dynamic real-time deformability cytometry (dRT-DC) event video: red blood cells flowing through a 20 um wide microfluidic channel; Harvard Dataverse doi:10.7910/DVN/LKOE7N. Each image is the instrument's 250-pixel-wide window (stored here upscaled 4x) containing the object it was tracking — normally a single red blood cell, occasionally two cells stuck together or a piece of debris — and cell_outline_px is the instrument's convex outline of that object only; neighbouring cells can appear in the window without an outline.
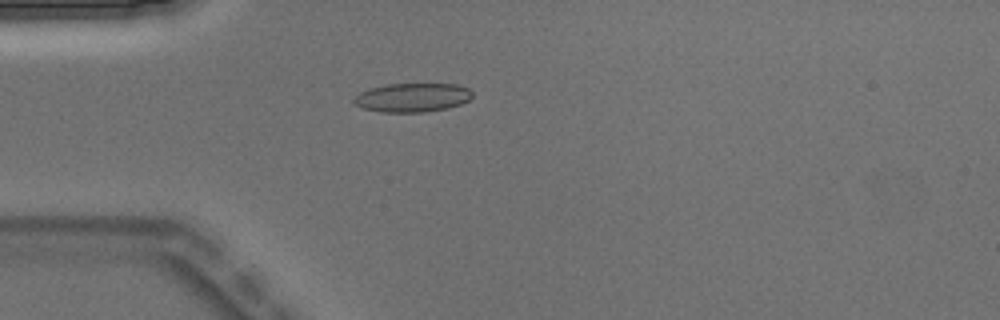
{"species": "Egyptian fruit bat (a non-hibernating species)", "species_latin": "Rousettus aegyptiacus", "temperature_condition": "warm", "stored_images_in_passage": 4, "camera_frame_rate_fps": 3000, "um_per_image_px": 0.085, "animal": {"sex": "male"}, "frame": {"image": 1, "passage_image": 4, "time_ms": 1.0, "image_size_px": [1000, 320], "cell_outline_px": [[472, 96], [468, 100], [460, 104], [448, 108], [424, 112], [380, 112], [364, 108], [352, 104], [352, 96], [368, 88], [388, 84], [456, 84], [468, 88], [472, 92]], "centroid_in_image_um": [34.99, 8.29], "position_along_channel_um": 50.0, "area_um2": 20.11}}